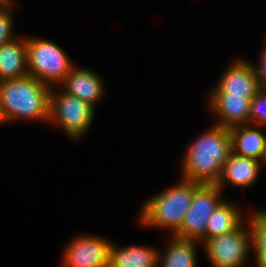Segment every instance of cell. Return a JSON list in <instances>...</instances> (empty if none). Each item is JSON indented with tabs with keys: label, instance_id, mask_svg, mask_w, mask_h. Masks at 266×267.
<instances>
[{
	"label": "cell",
	"instance_id": "cell-1",
	"mask_svg": "<svg viewBox=\"0 0 266 267\" xmlns=\"http://www.w3.org/2000/svg\"><path fill=\"white\" fill-rule=\"evenodd\" d=\"M198 134L182 157L181 178L199 184H216L231 149L229 128L216 124Z\"/></svg>",
	"mask_w": 266,
	"mask_h": 267
},
{
	"label": "cell",
	"instance_id": "cell-2",
	"mask_svg": "<svg viewBox=\"0 0 266 267\" xmlns=\"http://www.w3.org/2000/svg\"><path fill=\"white\" fill-rule=\"evenodd\" d=\"M51 87L31 75L0 82V104L8 123L49 121Z\"/></svg>",
	"mask_w": 266,
	"mask_h": 267
},
{
	"label": "cell",
	"instance_id": "cell-3",
	"mask_svg": "<svg viewBox=\"0 0 266 267\" xmlns=\"http://www.w3.org/2000/svg\"><path fill=\"white\" fill-rule=\"evenodd\" d=\"M199 183L185 180L157 192L144 201L138 215L142 226L165 230L173 236L180 228L184 216L191 206L194 189Z\"/></svg>",
	"mask_w": 266,
	"mask_h": 267
},
{
	"label": "cell",
	"instance_id": "cell-4",
	"mask_svg": "<svg viewBox=\"0 0 266 267\" xmlns=\"http://www.w3.org/2000/svg\"><path fill=\"white\" fill-rule=\"evenodd\" d=\"M28 74L49 85L59 86L76 65L56 42L26 36Z\"/></svg>",
	"mask_w": 266,
	"mask_h": 267
},
{
	"label": "cell",
	"instance_id": "cell-5",
	"mask_svg": "<svg viewBox=\"0 0 266 267\" xmlns=\"http://www.w3.org/2000/svg\"><path fill=\"white\" fill-rule=\"evenodd\" d=\"M96 110L59 86L51 87L48 124L62 129L70 140L78 141L86 136L96 118Z\"/></svg>",
	"mask_w": 266,
	"mask_h": 267
},
{
	"label": "cell",
	"instance_id": "cell-6",
	"mask_svg": "<svg viewBox=\"0 0 266 267\" xmlns=\"http://www.w3.org/2000/svg\"><path fill=\"white\" fill-rule=\"evenodd\" d=\"M201 247L212 267H246L252 255L248 220L231 233L206 239Z\"/></svg>",
	"mask_w": 266,
	"mask_h": 267
},
{
	"label": "cell",
	"instance_id": "cell-7",
	"mask_svg": "<svg viewBox=\"0 0 266 267\" xmlns=\"http://www.w3.org/2000/svg\"><path fill=\"white\" fill-rule=\"evenodd\" d=\"M221 193L222 190L216 184H199L194 189L191 206L173 236L196 240L202 244L206 240L208 219L225 200Z\"/></svg>",
	"mask_w": 266,
	"mask_h": 267
},
{
	"label": "cell",
	"instance_id": "cell-8",
	"mask_svg": "<svg viewBox=\"0 0 266 267\" xmlns=\"http://www.w3.org/2000/svg\"><path fill=\"white\" fill-rule=\"evenodd\" d=\"M113 241L94 234H78L66 242L62 267H109Z\"/></svg>",
	"mask_w": 266,
	"mask_h": 267
},
{
	"label": "cell",
	"instance_id": "cell-9",
	"mask_svg": "<svg viewBox=\"0 0 266 267\" xmlns=\"http://www.w3.org/2000/svg\"><path fill=\"white\" fill-rule=\"evenodd\" d=\"M234 59L208 93H230L252 100L261 89L253 61L237 57Z\"/></svg>",
	"mask_w": 266,
	"mask_h": 267
},
{
	"label": "cell",
	"instance_id": "cell-10",
	"mask_svg": "<svg viewBox=\"0 0 266 267\" xmlns=\"http://www.w3.org/2000/svg\"><path fill=\"white\" fill-rule=\"evenodd\" d=\"M205 101L216 118L214 124L231 128L249 123L252 101L249 98L230 93H208Z\"/></svg>",
	"mask_w": 266,
	"mask_h": 267
},
{
	"label": "cell",
	"instance_id": "cell-11",
	"mask_svg": "<svg viewBox=\"0 0 266 267\" xmlns=\"http://www.w3.org/2000/svg\"><path fill=\"white\" fill-rule=\"evenodd\" d=\"M103 78L96 71L77 66V64L69 72L65 80L59 87L71 96H75L86 103L96 106L105 96L106 88Z\"/></svg>",
	"mask_w": 266,
	"mask_h": 267
},
{
	"label": "cell",
	"instance_id": "cell-12",
	"mask_svg": "<svg viewBox=\"0 0 266 267\" xmlns=\"http://www.w3.org/2000/svg\"><path fill=\"white\" fill-rule=\"evenodd\" d=\"M264 163L251 157H243L231 152L225 162L216 185L223 191L226 185L236 188H250L258 181Z\"/></svg>",
	"mask_w": 266,
	"mask_h": 267
},
{
	"label": "cell",
	"instance_id": "cell-13",
	"mask_svg": "<svg viewBox=\"0 0 266 267\" xmlns=\"http://www.w3.org/2000/svg\"><path fill=\"white\" fill-rule=\"evenodd\" d=\"M264 126L241 124L229 128L232 153L251 157L265 164L266 131Z\"/></svg>",
	"mask_w": 266,
	"mask_h": 267
},
{
	"label": "cell",
	"instance_id": "cell-14",
	"mask_svg": "<svg viewBox=\"0 0 266 267\" xmlns=\"http://www.w3.org/2000/svg\"><path fill=\"white\" fill-rule=\"evenodd\" d=\"M0 46V82L28 75L26 36Z\"/></svg>",
	"mask_w": 266,
	"mask_h": 267
},
{
	"label": "cell",
	"instance_id": "cell-15",
	"mask_svg": "<svg viewBox=\"0 0 266 267\" xmlns=\"http://www.w3.org/2000/svg\"><path fill=\"white\" fill-rule=\"evenodd\" d=\"M169 238L167 247L162 250L163 252H158V267H198L197 248L202 244L196 240L176 236L169 235Z\"/></svg>",
	"mask_w": 266,
	"mask_h": 267
},
{
	"label": "cell",
	"instance_id": "cell-16",
	"mask_svg": "<svg viewBox=\"0 0 266 267\" xmlns=\"http://www.w3.org/2000/svg\"><path fill=\"white\" fill-rule=\"evenodd\" d=\"M159 249L147 245L120 247L115 242L110 249L109 267H158Z\"/></svg>",
	"mask_w": 266,
	"mask_h": 267
},
{
	"label": "cell",
	"instance_id": "cell-17",
	"mask_svg": "<svg viewBox=\"0 0 266 267\" xmlns=\"http://www.w3.org/2000/svg\"><path fill=\"white\" fill-rule=\"evenodd\" d=\"M246 219L240 205L225 199L208 219L206 239L231 233L247 221Z\"/></svg>",
	"mask_w": 266,
	"mask_h": 267
},
{
	"label": "cell",
	"instance_id": "cell-18",
	"mask_svg": "<svg viewBox=\"0 0 266 267\" xmlns=\"http://www.w3.org/2000/svg\"><path fill=\"white\" fill-rule=\"evenodd\" d=\"M246 215L250 233L251 250L255 258L254 267H266V212L264 210L251 211Z\"/></svg>",
	"mask_w": 266,
	"mask_h": 267
},
{
	"label": "cell",
	"instance_id": "cell-19",
	"mask_svg": "<svg viewBox=\"0 0 266 267\" xmlns=\"http://www.w3.org/2000/svg\"><path fill=\"white\" fill-rule=\"evenodd\" d=\"M16 4H0V46L18 36L14 32V11Z\"/></svg>",
	"mask_w": 266,
	"mask_h": 267
},
{
	"label": "cell",
	"instance_id": "cell-20",
	"mask_svg": "<svg viewBox=\"0 0 266 267\" xmlns=\"http://www.w3.org/2000/svg\"><path fill=\"white\" fill-rule=\"evenodd\" d=\"M249 123L266 127V88H261L251 101Z\"/></svg>",
	"mask_w": 266,
	"mask_h": 267
},
{
	"label": "cell",
	"instance_id": "cell-21",
	"mask_svg": "<svg viewBox=\"0 0 266 267\" xmlns=\"http://www.w3.org/2000/svg\"><path fill=\"white\" fill-rule=\"evenodd\" d=\"M264 42L265 44L260 52L261 54H259V64L253 63L260 88H266V40Z\"/></svg>",
	"mask_w": 266,
	"mask_h": 267
},
{
	"label": "cell",
	"instance_id": "cell-22",
	"mask_svg": "<svg viewBox=\"0 0 266 267\" xmlns=\"http://www.w3.org/2000/svg\"><path fill=\"white\" fill-rule=\"evenodd\" d=\"M1 124H7V121L5 120L3 113H2V109H1V104H0V125Z\"/></svg>",
	"mask_w": 266,
	"mask_h": 267
},
{
	"label": "cell",
	"instance_id": "cell-23",
	"mask_svg": "<svg viewBox=\"0 0 266 267\" xmlns=\"http://www.w3.org/2000/svg\"><path fill=\"white\" fill-rule=\"evenodd\" d=\"M16 0H0V4H16Z\"/></svg>",
	"mask_w": 266,
	"mask_h": 267
}]
</instances>
